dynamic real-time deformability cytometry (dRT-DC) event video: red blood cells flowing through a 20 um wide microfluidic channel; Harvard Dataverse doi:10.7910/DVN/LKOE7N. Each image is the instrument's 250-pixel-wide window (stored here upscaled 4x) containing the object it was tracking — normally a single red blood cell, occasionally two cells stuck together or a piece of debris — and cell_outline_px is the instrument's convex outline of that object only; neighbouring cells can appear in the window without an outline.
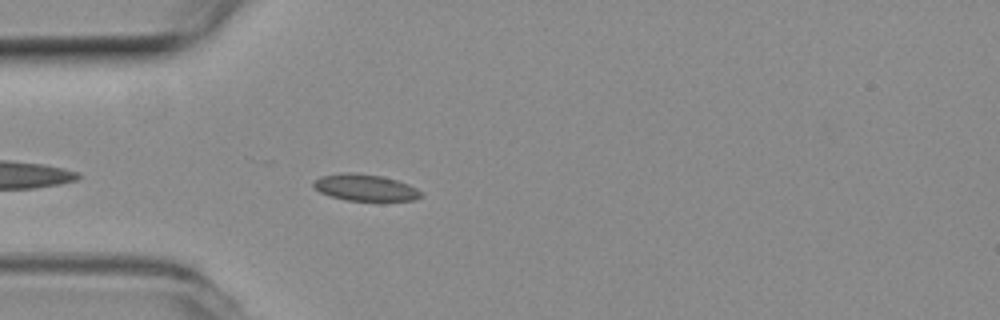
{"species": "common noctule bat (a hibernating species)", "species_latin": "Nyctalus noctula", "temperature_condition": "room temperature", "stored_images_in_passage": 38, "camera_frame_rate_fps": 3000, "um_per_image_px": 0.085, "animal": {"sex": "female", "body_mass_g": 19.3, "forearm_length_mm": 54.1}, "frame": {"image": 1, "passage_image": 5, "time_ms": 1.333, "image_size_px": [1000, 320], "cell_outline_px": [[424, 196], [412, 200], [344, 200], [320, 192], [312, 184], [312, 180], [320, 176], [344, 172], [352, 172], [380, 176], [396, 180], [408, 184], [416, 188]], "centroid_in_image_um": [31.0, 15.93], "position_along_channel_um": 54.0, "area_um2": 16.47}}
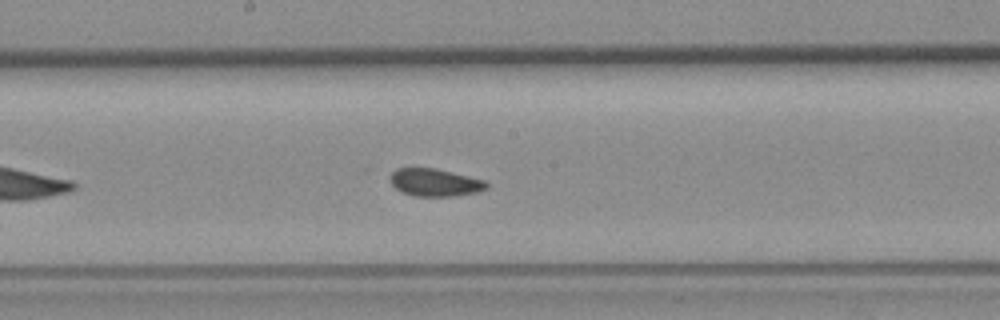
{"frame": {"image": 2, "passage_image": 18, "time_ms": 5.667, "image_size_px": [1000, 320], "cell_outline_px": [[488, 188], [480, 192], [452, 196], [416, 196], [400, 192], [388, 180], [388, 176], [396, 168], [436, 168], [484, 180], [488, 184]], "centroid_in_image_um": [36.94, 15.51], "position_along_channel_um": 211.3, "area_um2": 15.66}}
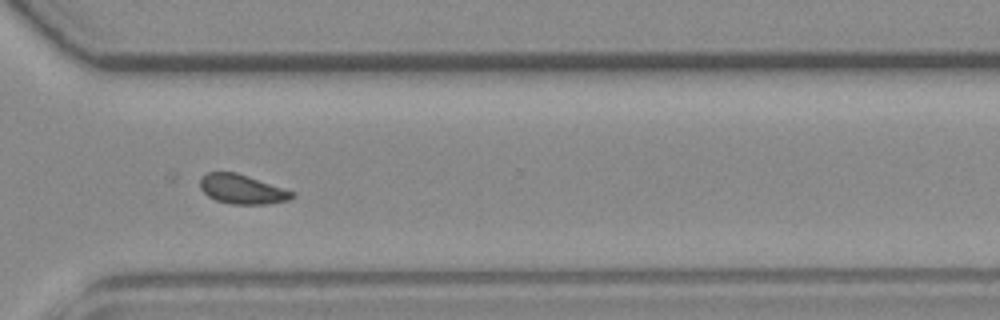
{"frame": {"image": 3, "passage_image": 29, "time_ms": 9.333, "image_size_px": [1000, 320], "cell_outline_px": [[296, 196], [288, 200], [268, 204], [232, 204], [216, 200], [208, 196], [200, 188], [200, 176], [208, 172], [236, 172], [296, 192]], "centroid_in_image_um": [20.59, 16.08], "position_along_channel_um": 350.0, "area_um2": 15.84}, "authors_computed_cell_mechanics": {"area_um2": 15.9239, "velocity_mm_per_s": 3.7826, "shape_relaxation_time_tau1_ms": null, "shape_relaxation_time_tau2_ms": 1.0689, "deformation_change_tau1": null, "deformation_change_tau2": 0.0572}}